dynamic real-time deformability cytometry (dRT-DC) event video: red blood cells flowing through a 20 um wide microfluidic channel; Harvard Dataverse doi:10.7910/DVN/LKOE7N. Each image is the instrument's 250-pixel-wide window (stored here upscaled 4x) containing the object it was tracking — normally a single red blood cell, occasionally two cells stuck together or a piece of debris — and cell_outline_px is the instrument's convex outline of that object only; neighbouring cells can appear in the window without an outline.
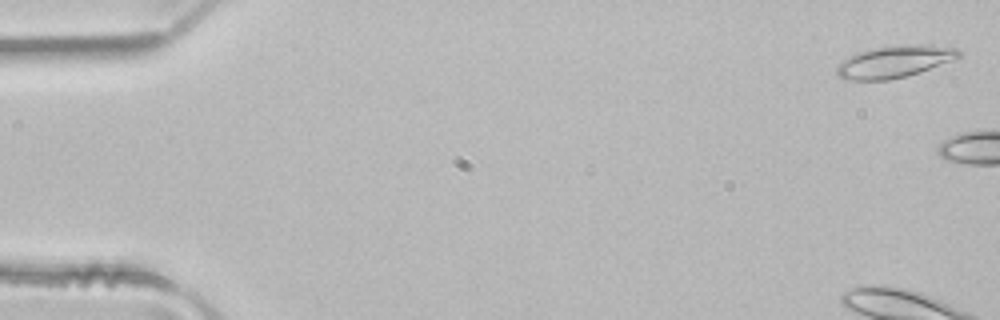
{"species": "common noctule bat (a hibernating species)", "species_latin": "Nyctalus noctula", "temperature_condition": "room temperature", "stored_images_in_passage": 5, "segment_of_instrument_passage": [2, 2], "camera_frame_rate_fps": 3000, "um_per_image_px": 0.085, "animal": {"sex": "male", "body_mass_g": 21.5, "forearm_length_mm": 52.0}, "frame": {"image": 1, "passage_image": 5, "time_ms": 1.333, "image_size_px": [1000, 320], "cell_outline_px": [[960, 56], [952, 60], [908, 76], [888, 80], [844, 80], [836, 76], [836, 68], [848, 56], [856, 52], [872, 48], [900, 44], [928, 44], [956, 48], [960, 52]], "centroid_in_image_um": [75.99, 5.23], "position_along_channel_um": 9.0, "area_um2": 22.95}}